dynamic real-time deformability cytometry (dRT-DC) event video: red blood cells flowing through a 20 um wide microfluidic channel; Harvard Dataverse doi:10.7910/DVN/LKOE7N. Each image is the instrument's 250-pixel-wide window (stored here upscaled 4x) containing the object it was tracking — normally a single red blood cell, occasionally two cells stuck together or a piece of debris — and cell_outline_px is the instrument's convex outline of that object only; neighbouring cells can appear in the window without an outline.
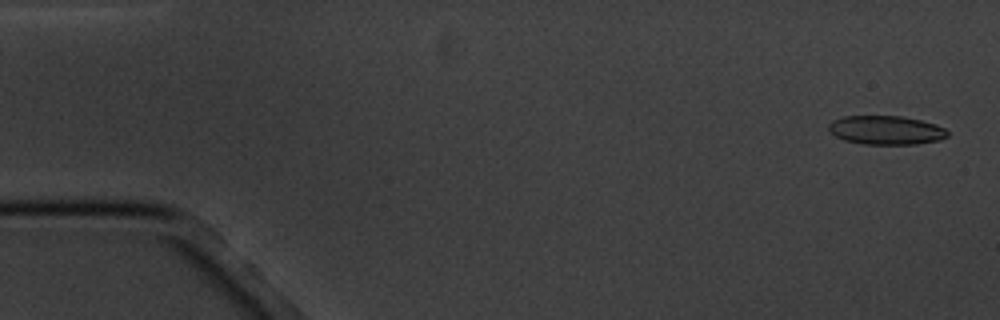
{"species": "common noctule bat (a hibernating species)", "species_latin": "Nyctalus noctula", "temperature_condition": "cold", "stored_images_in_passage": 4, "camera_frame_rate_fps": 3000, "um_per_image_px": 0.085, "animal": {"sex": "male", "body_mass_g": 20.1, "forearm_length_mm": 53.5}, "frame": {"image": 1, "passage_image": 1, "time_ms": 0.0, "image_size_px": [1000, 320], "cell_outline_px": [[948, 136], [940, 140], [916, 144], [864, 144], [844, 140], [836, 136], [828, 128], [828, 124], [832, 120], [844, 116], [900, 116], [920, 120], [936, 124], [944, 128], [948, 132]], "centroid_in_image_um": [75.32, 11.06], "position_along_channel_um": 9.7, "area_um2": 19.94}}